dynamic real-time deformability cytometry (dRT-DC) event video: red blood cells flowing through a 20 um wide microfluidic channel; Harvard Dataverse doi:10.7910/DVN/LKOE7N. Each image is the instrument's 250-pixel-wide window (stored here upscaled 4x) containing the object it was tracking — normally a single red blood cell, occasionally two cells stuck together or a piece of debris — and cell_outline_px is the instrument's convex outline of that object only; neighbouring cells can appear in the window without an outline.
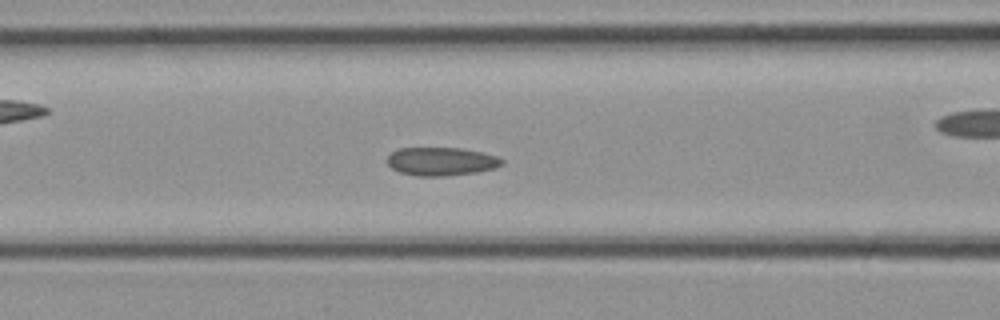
{"species": "common noctule bat (a hibernating species)", "species_latin": "Nyctalus noctula", "temperature_condition": "cold", "stored_images_in_passage": 29, "camera_frame_rate_fps": 3000, "um_per_image_px": 0.085, "animal": {"sex": "female", "body_mass_g": 21.9}, "frame": {"image": 1, "passage_image": 9, "time_ms": 2.667, "image_size_px": [1000, 320], "cell_outline_px": [[504, 164], [496, 168], [476, 172], [444, 176], [416, 176], [400, 172], [392, 168], [388, 164], [388, 156], [396, 148], [460, 148], [480, 152], [496, 156], [504, 160]], "centroid_in_image_um": [37.51, 13.72], "position_along_channel_um": 129.1, "area_um2": 18.9}}
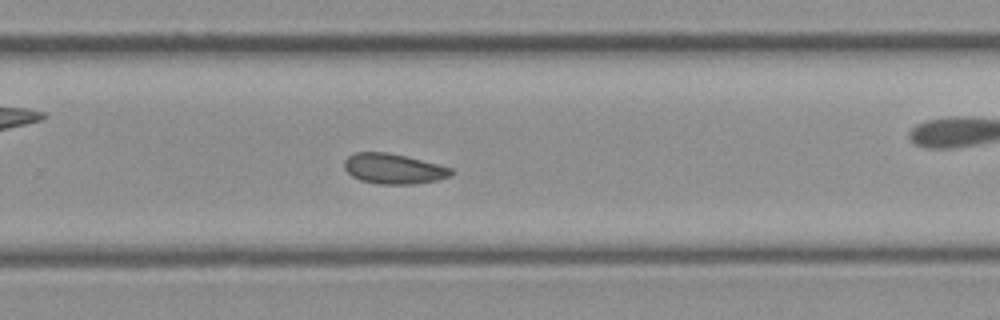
{"frame": {"image": 2, "passage_image": 17, "time_ms": 5.333, "image_size_px": [1000, 320], "cell_outline_px": [[456, 172], [452, 176], [436, 180], [412, 184], [376, 184], [360, 180], [352, 176], [344, 168], [344, 160], [352, 152], [388, 152], [452, 168]], "centroid_in_image_um": [33.43, 14.34], "position_along_channel_um": 296.4, "area_um2": 18.84}}
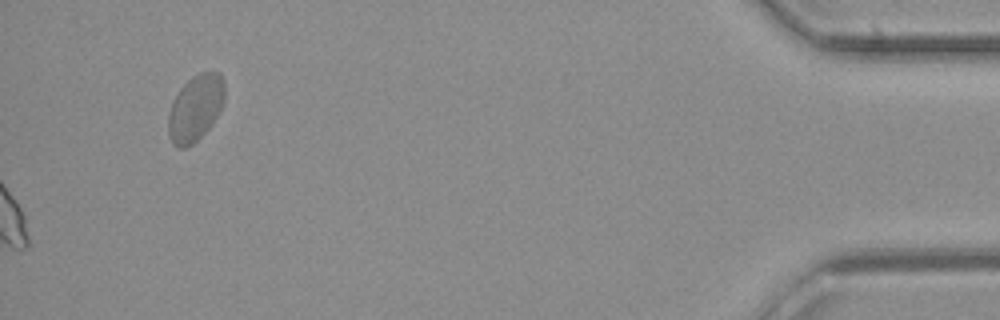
{"frame": {"image": 3, "passage_image": 29, "time_ms": 9.333, "image_size_px": [1000, 320], "cell_outline_px": [[224, 100], [212, 124], [188, 148], [180, 148], [172, 144], [168, 136], [168, 116], [172, 100], [180, 88], [192, 76], [200, 72], [212, 68], [220, 72], [224, 80]], "centroid_in_image_um": [16.6, 9.14], "position_along_channel_um": 418.6, "area_um2": 22.08}}